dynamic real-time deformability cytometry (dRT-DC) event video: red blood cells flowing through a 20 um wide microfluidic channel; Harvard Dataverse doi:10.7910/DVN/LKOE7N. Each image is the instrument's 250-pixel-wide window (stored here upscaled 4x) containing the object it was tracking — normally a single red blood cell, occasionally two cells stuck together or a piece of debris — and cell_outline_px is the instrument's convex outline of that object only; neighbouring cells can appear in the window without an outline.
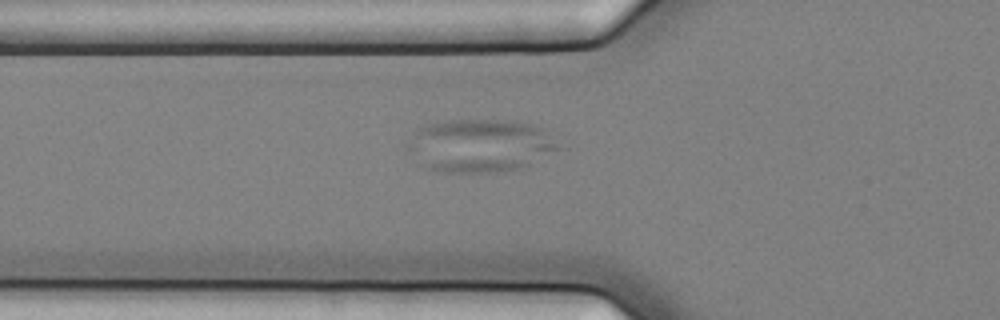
{"species": "common noctule bat (a hibernating species)", "species_latin": "Nyctalus noctula", "temperature_condition": "cold", "stored_images_in_passage": 14, "camera_frame_rate_fps": 3000, "um_per_image_px": 0.085, "animal": {"sex": "female", "body_mass_g": 25.1}, "frame": {"image": 1, "passage_image": 5, "time_ms": 1.333, "image_size_px": [1000, 320], "cell_outline_px": [[568, 148], [532, 164], [520, 168], [504, 172], [444, 172], [428, 168], [408, 148], [416, 128], [428, 124], [444, 120], [512, 120], [532, 124], [544, 128]], "centroid_in_image_um": [41.0, 12.36], "position_along_channel_um": 84.8, "area_um2": 47.22}}
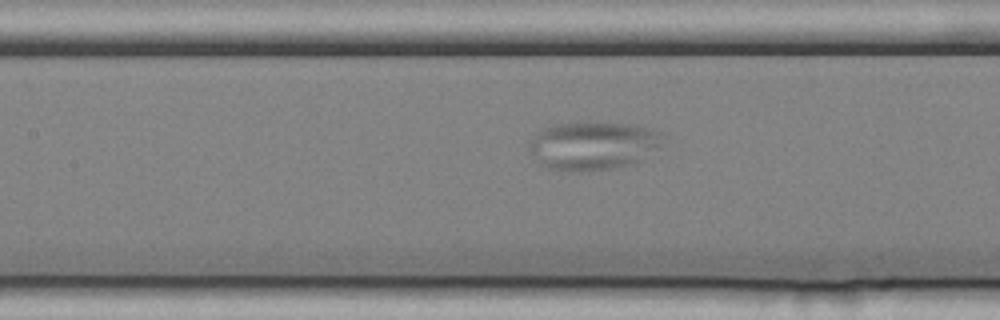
{"frame": {"image": 2, "passage_image": 11, "time_ms": 3.333, "image_size_px": [1000, 320], "cell_outline_px": [[664, 132], [660, 148], [636, 164], [612, 168], [580, 172], [568, 172], [548, 168], [540, 164], [528, 148], [528, 140], [536, 132], [552, 124], [592, 120], [640, 124]], "centroid_in_image_um": [50.44, 12.34], "position_along_channel_um": 157.0, "area_um2": 39.36}}
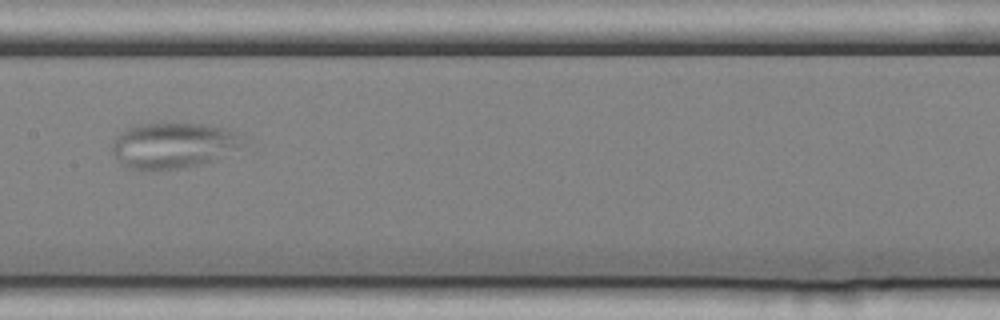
{"frame": {"image": 3, "passage_image": 14, "time_ms": 4.333, "image_size_px": [1000, 320], "cell_outline_px": [[236, 148], [216, 160], [184, 168], [156, 172], [148, 172], [128, 168], [120, 164], [112, 152], [112, 140], [120, 132], [136, 124], [160, 120], [208, 124], [228, 128], [236, 132]], "centroid_in_image_um": [14.57, 12.34], "position_along_channel_um": 192.8, "area_um2": 35.95}}